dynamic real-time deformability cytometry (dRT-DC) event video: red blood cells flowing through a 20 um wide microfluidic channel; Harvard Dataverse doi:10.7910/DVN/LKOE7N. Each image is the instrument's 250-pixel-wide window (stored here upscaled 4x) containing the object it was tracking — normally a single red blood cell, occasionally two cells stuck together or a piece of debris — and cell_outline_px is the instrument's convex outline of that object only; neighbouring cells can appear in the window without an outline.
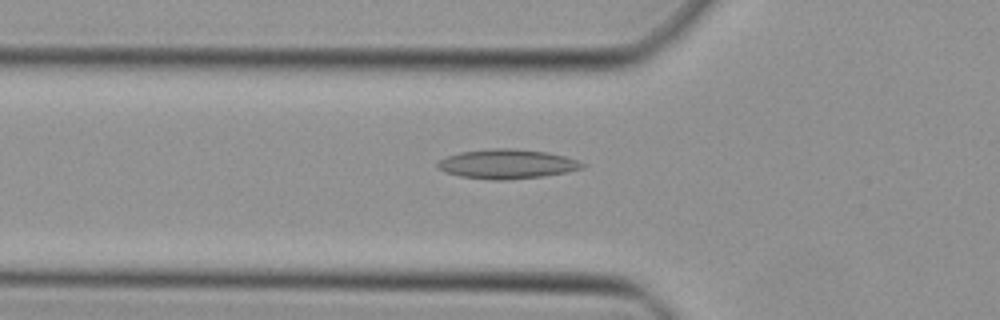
{"species": "Egyptian fruit bat (a non-hibernating species)", "species_latin": "Rousettus aegyptiacus", "temperature_condition": "cold", "stored_images_in_passage": 34, "camera_frame_rate_fps": 3000, "um_per_image_px": 0.085, "animal": {"sex": "female"}, "frame": {"image": 1, "passage_image": 3, "time_ms": 0.667, "image_size_px": [1000, 320], "cell_outline_px": [[584, 168], [544, 176], [504, 180], [496, 180], [460, 176], [448, 172], [440, 168], [436, 164], [440, 160], [448, 156], [460, 152], [492, 148], [512, 148], [548, 152], [564, 156], [576, 160], [584, 164]], "centroid_in_image_um": [43.11, 13.93], "position_along_channel_um": 82.7, "area_um2": 24.45}}
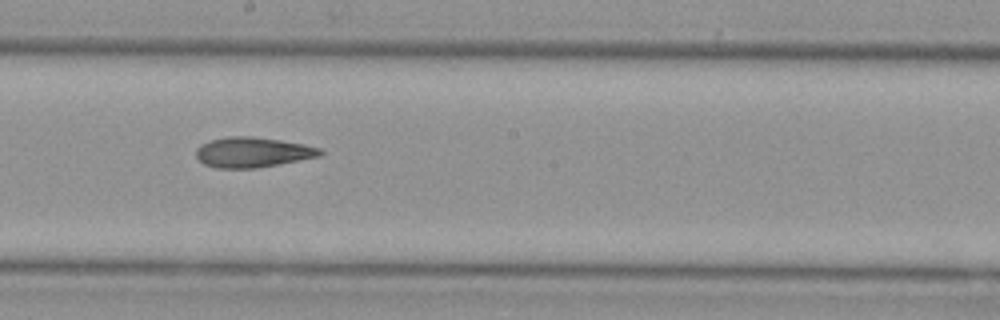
{"frame": {"image": 2, "passage_image": 13, "time_ms": 4.0, "image_size_px": [1000, 320], "cell_outline_px": [[324, 152], [320, 156], [256, 168], [220, 168], [204, 164], [196, 156], [196, 148], [200, 144], [212, 140], [228, 136], [252, 136], [280, 140], [304, 144], [320, 148]], "centroid_in_image_um": [21.47, 12.93], "position_along_channel_um": 226.7, "area_um2": 21.68}}
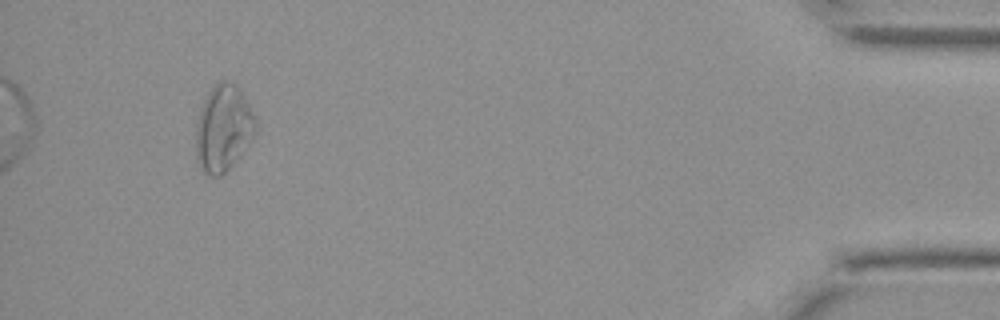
{"frame": {"image": 3, "passage_image": 31, "time_ms": 10.0, "image_size_px": [1000, 320], "cell_outline_px": [[256, 132], [228, 168], [220, 176], [208, 176], [200, 168], [196, 160], [196, 128], [200, 108], [212, 84], [220, 80], [232, 80], [240, 88], [256, 120]], "centroid_in_image_um": [18.95, 10.84], "position_along_channel_um": 416.3, "area_um2": 29.94}}